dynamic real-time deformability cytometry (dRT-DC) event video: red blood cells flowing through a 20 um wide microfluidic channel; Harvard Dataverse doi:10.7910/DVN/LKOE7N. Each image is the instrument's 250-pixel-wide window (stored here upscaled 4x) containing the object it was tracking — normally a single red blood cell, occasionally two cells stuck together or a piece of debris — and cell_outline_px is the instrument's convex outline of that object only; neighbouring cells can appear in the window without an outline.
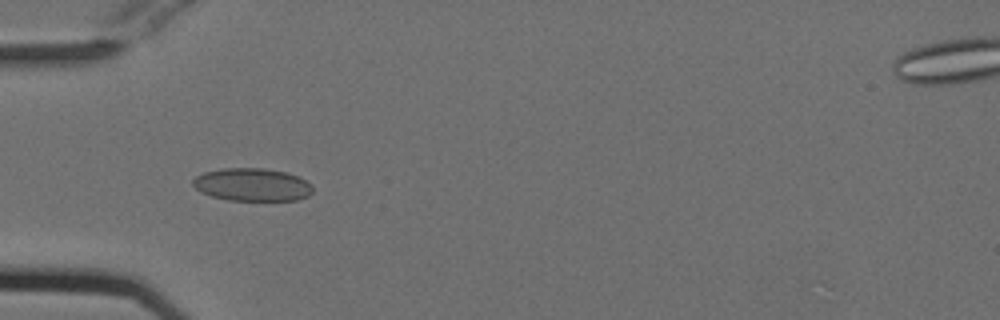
{"species": "Egyptian fruit bat (a non-hibernating species)", "species_latin": "Rousettus aegyptiacus", "temperature_condition": "cold", "stored_images_in_passage": 53, "camera_frame_rate_fps": 3000, "um_per_image_px": 0.085, "animal": {"sex": "female"}, "frame": {"image": 1, "passage_image": 16, "time_ms": 5.0, "image_size_px": [1000, 320], "cell_outline_px": [[312, 192], [308, 196], [296, 200], [228, 200], [212, 196], [200, 192], [192, 184], [192, 180], [196, 176], [204, 172], [224, 168], [264, 168], [288, 172], [312, 184]], "centroid_in_image_um": [21.43, 15.69], "position_along_channel_um": 63.6, "area_um2": 22.95}}
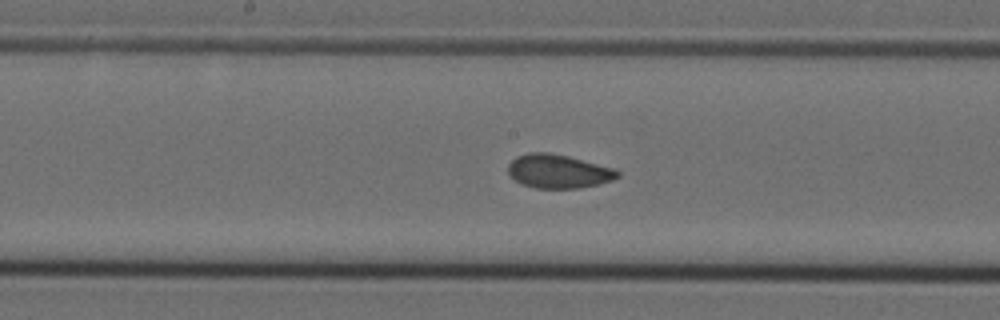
{"frame": {"image": 2, "passage_image": 27, "time_ms": 8.667, "image_size_px": [1000, 320], "cell_outline_px": [[620, 176], [612, 180], [580, 188], [536, 188], [520, 184], [508, 172], [508, 164], [516, 156], [528, 152], [548, 152], [568, 156], [616, 168], [620, 172]], "centroid_in_image_um": [47.47, 14.55], "position_along_channel_um": 200.7, "area_um2": 21.62}}
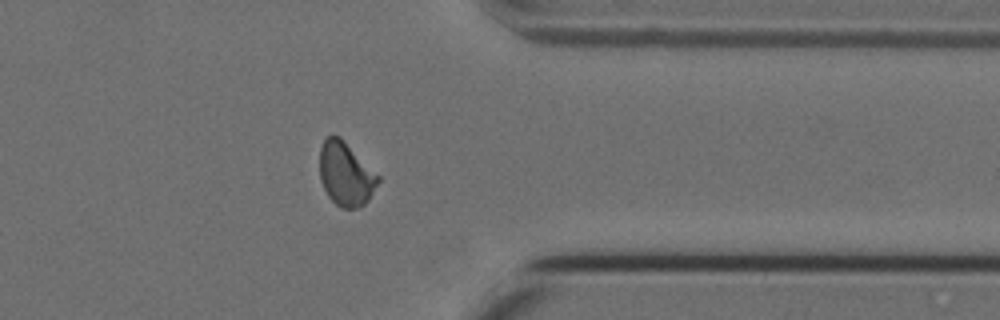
{"frame": {"image": 3, "passage_image": 42, "time_ms": 13.667, "image_size_px": [1000, 320], "cell_outline_px": [[380, 180], [368, 200], [360, 208], [340, 208], [328, 196], [320, 180], [320, 148], [324, 140], [328, 136], [340, 136], [380, 176]], "centroid_in_image_um": [29.39, 14.8], "position_along_channel_um": 382.0, "area_um2": 21.68}}